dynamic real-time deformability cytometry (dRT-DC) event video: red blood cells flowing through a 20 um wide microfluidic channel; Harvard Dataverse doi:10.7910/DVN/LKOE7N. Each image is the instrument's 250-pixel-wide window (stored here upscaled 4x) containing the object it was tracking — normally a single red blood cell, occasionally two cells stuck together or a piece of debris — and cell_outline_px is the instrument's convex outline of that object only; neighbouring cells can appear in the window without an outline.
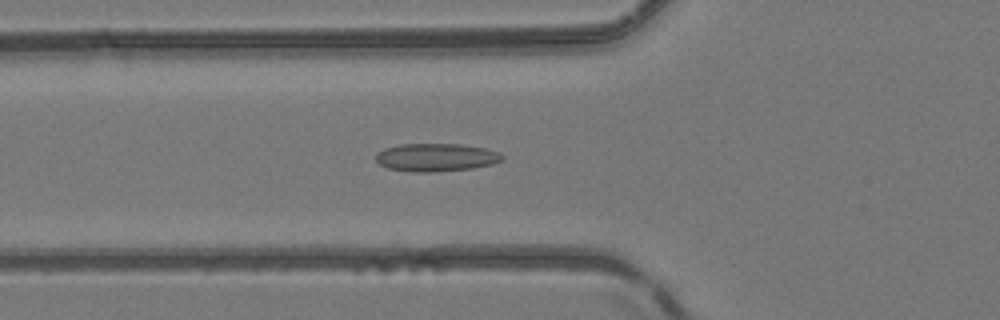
{"species": "common noctule bat (a hibernating species)", "species_latin": "Nyctalus noctula", "temperature_condition": "room temperature", "stored_images_in_passage": 21, "camera_frame_rate_fps": 3000, "um_per_image_px": 0.085, "animal": {"sex": "female", "body_mass_g": 24.6, "forearm_length_mm": 56.2}, "frame": {"image": 1, "passage_image": 13, "time_ms": 4.0, "image_size_px": [1000, 320], "cell_outline_px": [[504, 160], [492, 164], [472, 168], [432, 172], [412, 172], [388, 168], [380, 164], [376, 160], [376, 152], [384, 148], [400, 144], [460, 144], [484, 148], [500, 152], [504, 156]], "centroid_in_image_um": [37.07, 13.37], "position_along_channel_um": 88.7, "area_um2": 20.69}}
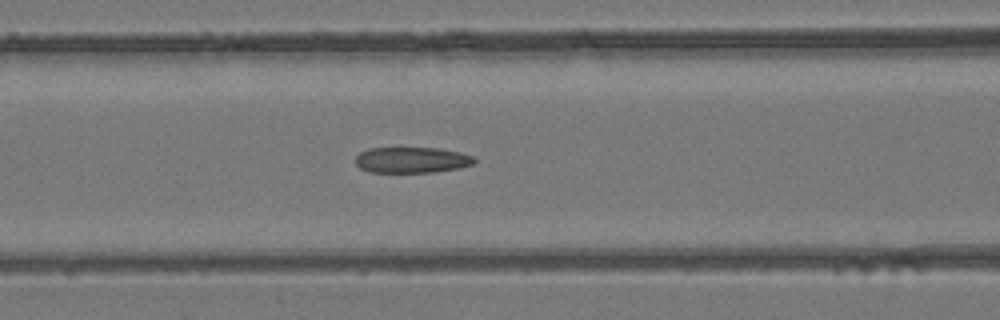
{"frame": {"image": 2, "passage_image": 16, "time_ms": 5.0, "image_size_px": [1000, 320], "cell_outline_px": [[476, 160], [472, 164], [460, 168], [432, 172], [368, 172], [360, 168], [356, 164], [356, 156], [360, 152], [368, 148], [440, 148], [460, 152], [476, 156]], "centroid_in_image_um": [35.02, 13.59], "position_along_channel_um": 131.6, "area_um2": 18.03}}
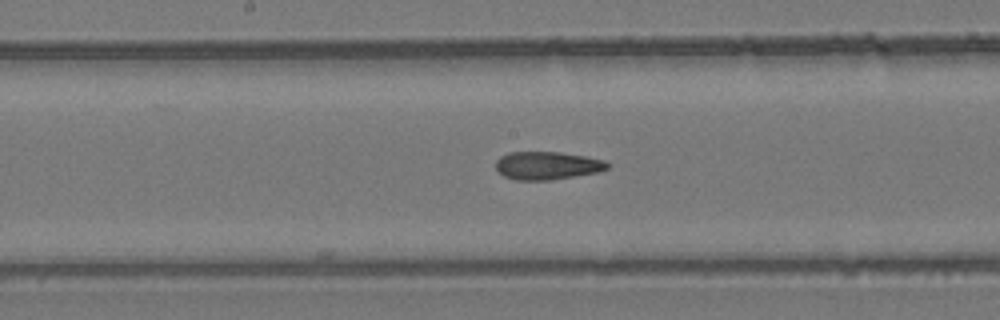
{"frame": {"image": 3, "passage_image": 21, "time_ms": 6.667, "image_size_px": [1000, 320], "cell_outline_px": [[612, 164], [608, 168], [600, 172], [552, 180], [516, 180], [504, 176], [496, 172], [496, 160], [500, 156], [508, 152], [560, 152], [584, 156], [604, 160]], "centroid_in_image_um": [46.51, 14.08], "position_along_channel_um": 201.7, "area_um2": 18.5}}